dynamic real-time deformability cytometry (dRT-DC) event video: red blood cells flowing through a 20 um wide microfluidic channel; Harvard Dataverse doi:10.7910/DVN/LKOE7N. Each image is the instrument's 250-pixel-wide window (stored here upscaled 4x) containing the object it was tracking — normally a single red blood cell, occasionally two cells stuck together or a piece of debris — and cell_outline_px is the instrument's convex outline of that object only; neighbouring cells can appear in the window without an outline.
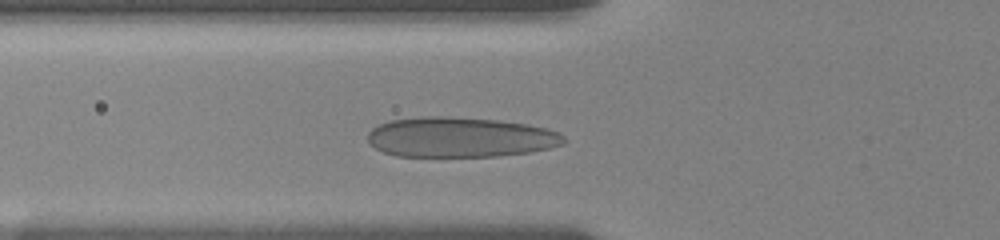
{"species": "human", "species_latin": "Homo sapiens", "temperature_condition": "room temperature", "stored_images_in_passage": 52, "camera_frame_rate_fps": 3000, "um_per_image_px": 0.085, "donor": {"sex": "female"}, "frame": {"image": 1, "passage_image": 9, "time_ms": 2.0, "image_size_px": [1000, 240], "cell_outline_px": [[564, 144], [548, 148], [528, 152], [500, 156], [396, 156], [384, 152], [368, 144], [368, 132], [372, 128], [388, 120], [420, 116], [448, 116], [500, 120], [528, 124], [560, 132], [564, 136]], "centroid_in_image_um": [39.08, 11.65], "position_along_channel_um": 86.7, "area_um2": 46.07}}
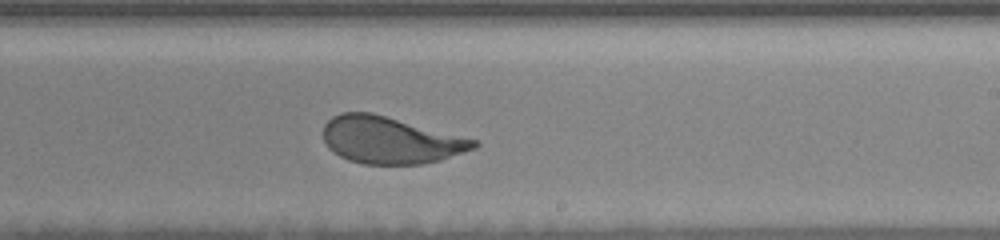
{"frame": {"image": 2, "passage_image": 31, "time_ms": 6.667, "image_size_px": [1000, 240], "cell_outline_px": [[480, 144], [476, 148], [440, 160], [420, 164], [364, 164], [348, 160], [332, 152], [324, 144], [324, 124], [332, 116], [340, 112], [372, 112], [476, 140]], "centroid_in_image_um": [33.13, 11.91], "position_along_channel_um": 255.9, "area_um2": 41.15}}
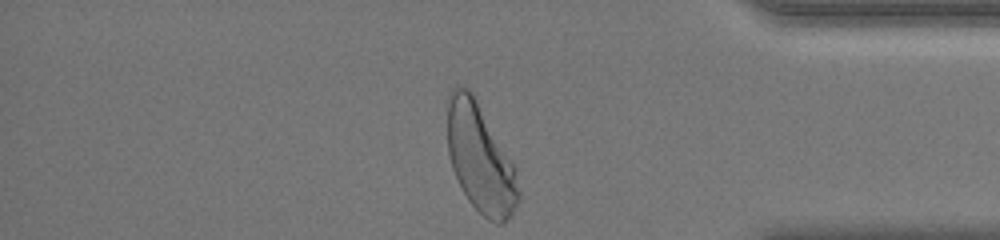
{"frame": {"image": 3, "passage_image": 52, "time_ms": 11.0, "image_size_px": [1000, 240], "cell_outline_px": [[520, 200], [512, 216], [504, 224], [496, 224], [488, 220], [468, 200], [452, 168], [448, 152], [448, 104], [452, 88], [456, 84], [468, 88], [472, 92], [516, 168], [520, 192]], "centroid_in_image_um": [40.85, 13.5], "position_along_channel_um": 394.3, "area_um2": 44.91}, "authors_computed_cell_mechanics": {"area_um2": 42.772, "velocity_mm_per_s": 3.6106, "shape_relaxation_time_tau1_ms": 3.44, "shape_relaxation_time_tau2_ms": null, "deformation_change_tau1": 0.1529, "deformation_change_tau2": null}}